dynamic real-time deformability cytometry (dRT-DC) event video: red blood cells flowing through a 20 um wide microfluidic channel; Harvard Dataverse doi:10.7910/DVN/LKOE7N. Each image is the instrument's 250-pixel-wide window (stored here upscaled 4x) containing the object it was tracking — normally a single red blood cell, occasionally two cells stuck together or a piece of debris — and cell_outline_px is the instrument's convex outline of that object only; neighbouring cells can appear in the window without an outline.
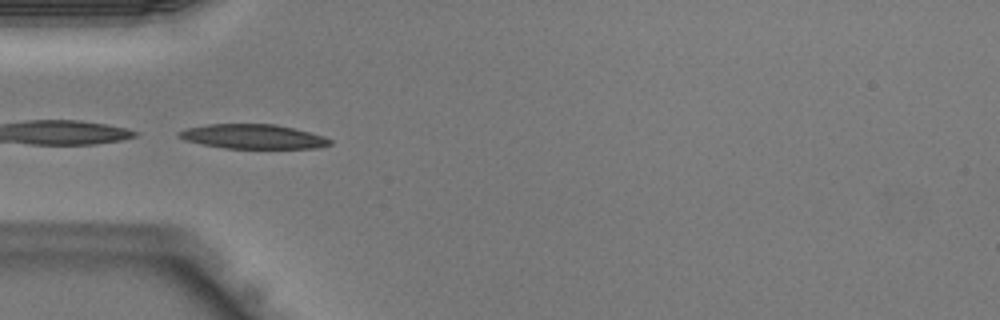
{"species": "Egyptian fruit bat (a non-hibernating species)", "species_latin": "Rousettus aegyptiacus", "temperature_condition": "warm", "stored_images_in_passage": 12, "camera_frame_rate_fps": 3000, "um_per_image_px": 0.085, "animal": {"sex": "male"}, "frame": {"image": 1, "passage_image": 1, "time_ms": 0.0, "image_size_px": [1000, 320], "cell_outline_px": [[332, 144], [320, 148], [224, 148], [184, 140], [176, 136], [176, 132], [188, 128], [208, 124], [276, 124], [324, 136], [332, 140]], "centroid_in_image_um": [21.5, 11.61], "position_along_channel_um": 63.5, "area_um2": 21.44}}
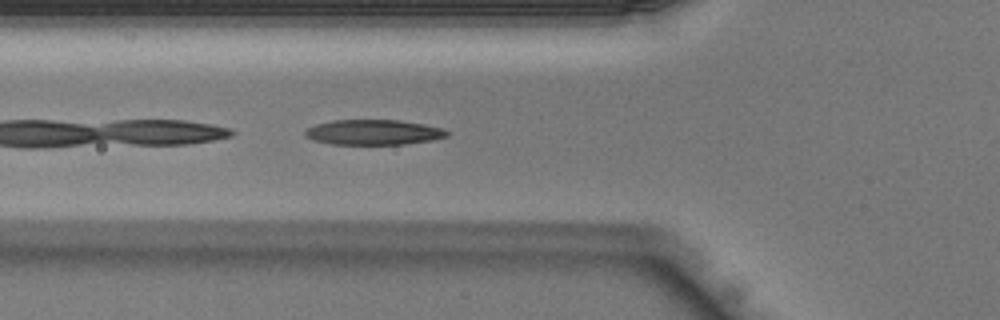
{"frame": {"image": 2, "passage_image": 3, "time_ms": 0.667, "image_size_px": [1000, 320], "cell_outline_px": [[448, 136], [432, 140], [404, 144], [332, 144], [312, 140], [304, 136], [304, 132], [308, 128], [316, 124], [332, 120], [396, 120], [424, 124], [444, 128], [448, 132]], "centroid_in_image_um": [31.73, 11.24], "position_along_channel_um": 94.1, "area_um2": 20.81}}